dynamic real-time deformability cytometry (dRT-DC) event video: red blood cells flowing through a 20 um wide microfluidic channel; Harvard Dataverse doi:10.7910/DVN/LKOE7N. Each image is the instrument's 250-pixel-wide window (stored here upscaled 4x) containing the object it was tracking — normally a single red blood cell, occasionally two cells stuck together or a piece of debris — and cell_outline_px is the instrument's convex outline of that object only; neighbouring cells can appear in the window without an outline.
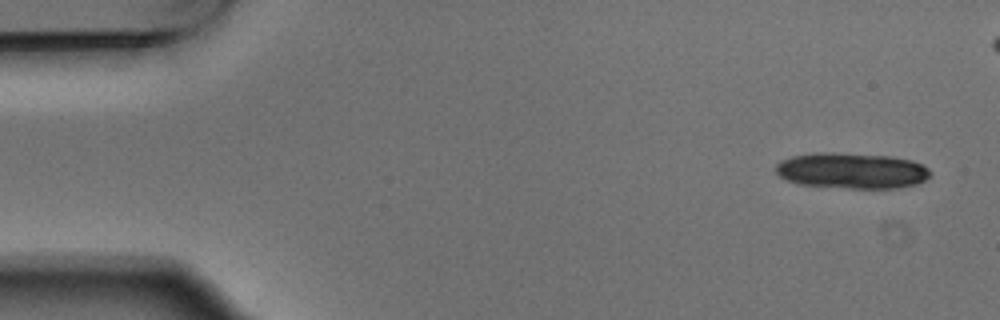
{"species": "Egyptian fruit bat (a non-hibernating species)", "species_latin": "Rousettus aegyptiacus", "temperature_condition": "warm", "stored_images_in_passage": 7, "camera_frame_rate_fps": 3000, "um_per_image_px": 0.085, "animal": {"sex": "male"}, "frame": {"image": 1, "passage_image": 1, "time_ms": 0.0, "image_size_px": [1000, 320], "cell_outline_px": [[932, 172], [924, 180], [916, 184], [896, 188], [848, 188], [800, 184], [788, 180], [780, 176], [776, 172], [776, 164], [780, 160], [792, 156], [820, 152], [832, 152], [892, 156], [912, 160], [928, 168]], "centroid_in_image_um": [72.4, 14.5], "position_along_channel_um": 12.6, "area_um2": 32.19}}
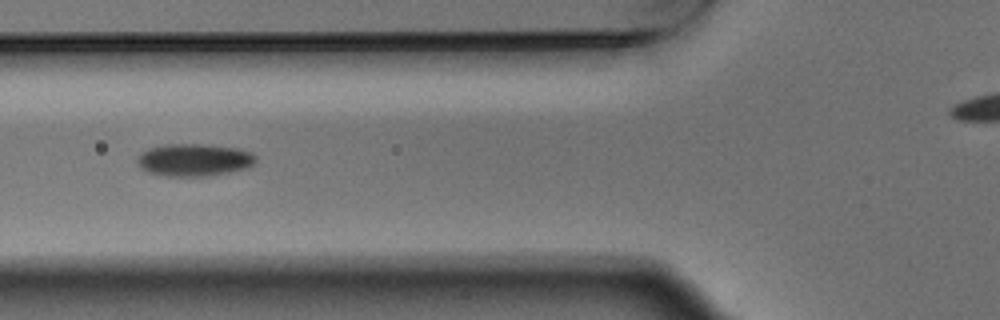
{"frame": {"image": 2, "passage_image": 6, "time_ms": 1.667, "image_size_px": [1000, 320], "cell_outline_px": [[256, 160], [248, 168], [212, 176], [164, 176], [148, 172], [140, 168], [136, 160], [140, 152], [148, 148], [168, 144], [200, 144], [240, 148], [252, 152], [256, 156]], "centroid_in_image_um": [16.5, 13.59], "position_along_channel_um": 109.3, "area_um2": 22.72}}